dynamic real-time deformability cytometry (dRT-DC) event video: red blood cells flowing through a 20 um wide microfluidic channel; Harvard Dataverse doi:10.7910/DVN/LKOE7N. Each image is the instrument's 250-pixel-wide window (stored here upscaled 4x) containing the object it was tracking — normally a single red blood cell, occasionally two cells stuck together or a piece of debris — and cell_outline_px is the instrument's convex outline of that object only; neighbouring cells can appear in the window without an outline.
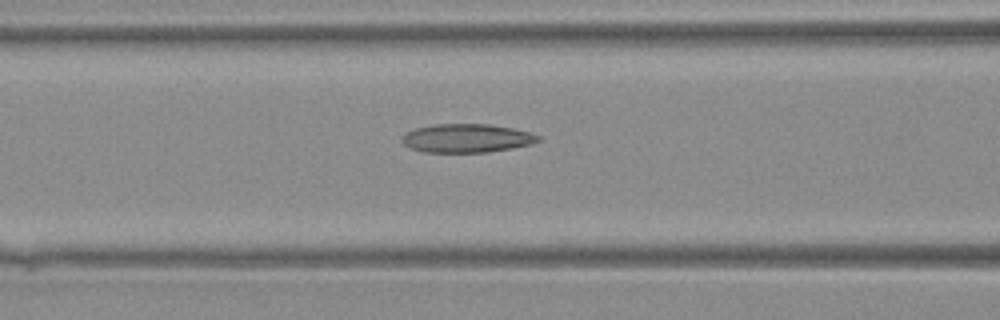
{"species": "Egyptian fruit bat (a non-hibernating species)", "species_latin": "Rousettus aegyptiacus", "temperature_condition": "warm", "stored_images_in_passage": 26, "camera_frame_rate_fps": 3000, "um_per_image_px": 0.085, "animal": {"sex": "female"}, "frame": {"image": 1, "passage_image": 9, "time_ms": 2.667, "image_size_px": [1000, 320], "cell_outline_px": [[540, 140], [532, 144], [512, 148], [484, 152], [424, 152], [412, 148], [404, 144], [400, 140], [408, 132], [416, 128], [436, 124], [488, 124], [512, 128], [528, 132], [540, 136]], "centroid_in_image_um": [39.69, 11.75], "position_along_channel_um": 126.9, "area_um2": 22.43}}
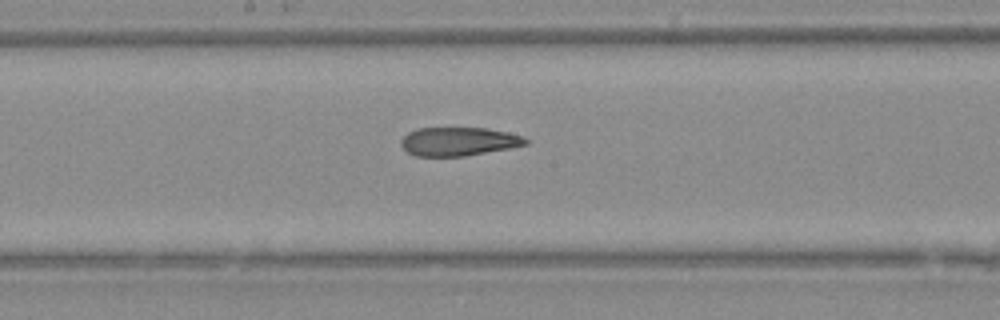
{"frame": {"image": 2, "passage_image": 14, "time_ms": 4.333, "image_size_px": [1000, 320], "cell_outline_px": [[528, 144], [508, 148], [464, 156], [416, 156], [408, 152], [400, 144], [400, 140], [408, 132], [416, 128], [488, 128], [508, 132], [524, 136], [528, 140]], "centroid_in_image_um": [38.98, 12.01], "position_along_channel_um": 209.2, "area_um2": 20.75}}
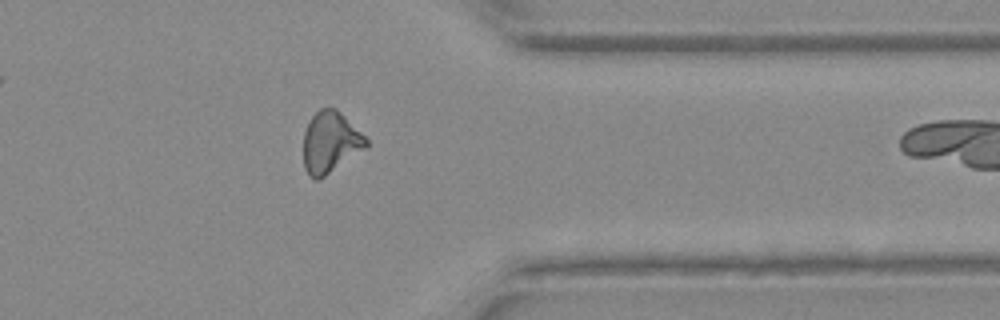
{"frame": {"image": 3, "passage_image": 25, "time_ms": 8.0, "image_size_px": [1000, 320], "cell_outline_px": [[368, 148], [320, 180], [316, 180], [304, 168], [304, 132], [312, 116], [320, 108], [336, 108], [368, 140]], "centroid_in_image_um": [28.1, 12.12], "position_along_channel_um": 383.3, "area_um2": 22.37}}